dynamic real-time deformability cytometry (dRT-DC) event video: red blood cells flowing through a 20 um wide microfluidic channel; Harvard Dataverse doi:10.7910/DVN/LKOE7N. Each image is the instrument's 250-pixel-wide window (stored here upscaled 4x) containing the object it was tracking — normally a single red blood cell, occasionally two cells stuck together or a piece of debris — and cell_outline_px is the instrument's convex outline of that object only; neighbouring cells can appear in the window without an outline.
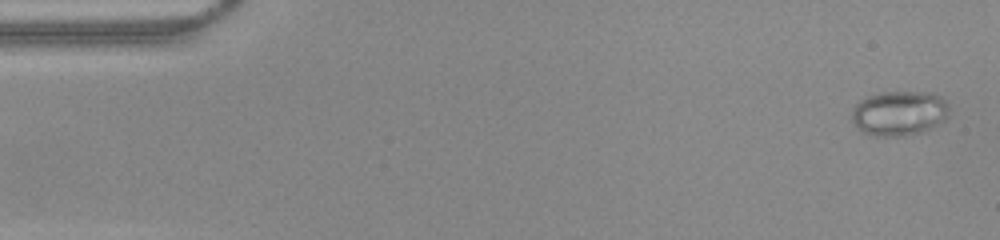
{"species": "common noctule bat (a hibernating species)", "species_latin": "Nyctalus noctula", "temperature_condition": "warm", "stored_images_in_passage": 8, "camera_frame_rate_fps": 3000, "um_per_image_px": 0.085, "animal": {"sex": "female", "body_mass_g": 22.0, "forearm_length_mm": 56.7}, "frame": {"image": 1, "passage_image": 1, "time_ms": 0.0, "image_size_px": [1000, 240], "cell_outline_px": [[948, 116], [944, 120], [924, 132], [904, 136], [876, 136], [864, 132], [856, 128], [852, 120], [852, 108], [860, 100], [868, 96], [880, 92], [932, 92], [940, 96], [948, 104]], "centroid_in_image_um": [76.43, 9.62], "position_along_channel_um": 8.6, "area_um2": 25.61}}